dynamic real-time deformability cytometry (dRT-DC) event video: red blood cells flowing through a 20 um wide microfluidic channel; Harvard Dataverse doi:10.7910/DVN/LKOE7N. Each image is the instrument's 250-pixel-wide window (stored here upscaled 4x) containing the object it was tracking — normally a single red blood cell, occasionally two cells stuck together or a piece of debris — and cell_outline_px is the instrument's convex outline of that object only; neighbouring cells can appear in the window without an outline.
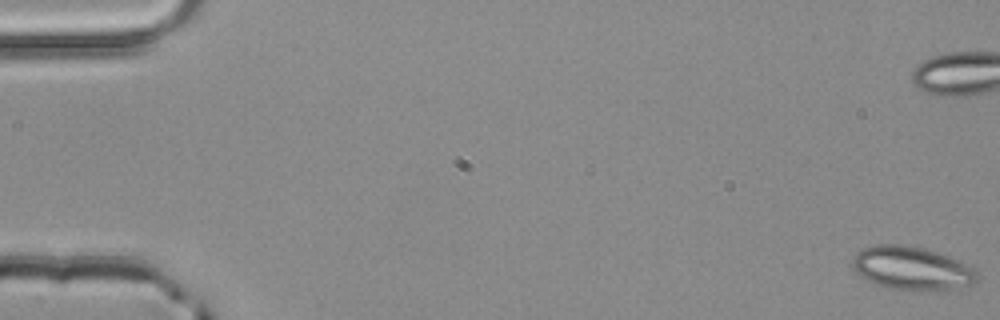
{"species": "common noctule bat (a hibernating species)", "species_latin": "Nyctalus noctula", "temperature_condition": "room temperature", "stored_images_in_passage": 5, "camera_frame_rate_fps": 3000, "um_per_image_px": 0.085, "animal": {"sex": "male", "body_mass_g": 20.4}, "frame": {"image": 1, "passage_image": 1, "time_ms": 0.0, "image_size_px": [1000, 320], "cell_outline_px": [[980, 276], [972, 284], [956, 288], [912, 292], [888, 288], [876, 284], [868, 280], [856, 272], [852, 268], [852, 256], [856, 252], [864, 248], [876, 244], [900, 244], [924, 248], [960, 260], [976, 268]], "centroid_in_image_um": [77.52, 22.81], "position_along_channel_um": 7.5, "area_um2": 32.02}}